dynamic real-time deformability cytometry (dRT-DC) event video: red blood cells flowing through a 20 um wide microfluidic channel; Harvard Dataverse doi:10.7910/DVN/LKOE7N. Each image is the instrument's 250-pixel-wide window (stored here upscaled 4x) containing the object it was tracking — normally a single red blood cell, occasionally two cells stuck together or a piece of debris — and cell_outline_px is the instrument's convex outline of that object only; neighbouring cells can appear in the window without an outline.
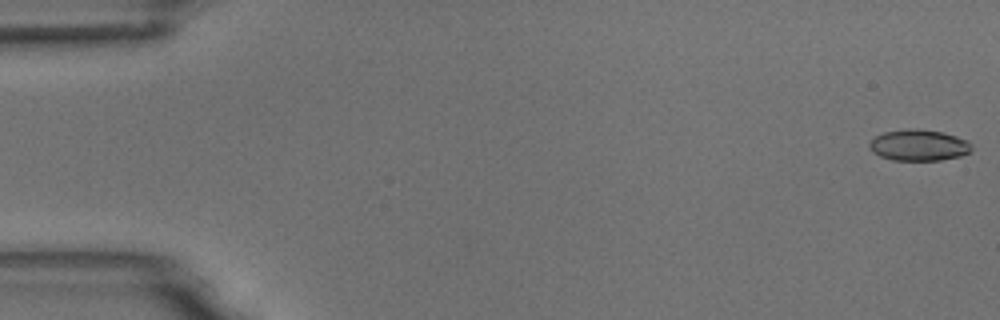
{"species": "common noctule bat (a hibernating species)", "species_latin": "Nyctalus noctula", "temperature_condition": "room temperature", "stored_images_in_passage": 5, "camera_frame_rate_fps": 3000, "um_per_image_px": 0.085, "animal": {"sex": "male", "body_mass_g": 18.8}, "frame": {"image": 1, "passage_image": 1, "time_ms": 0.0, "image_size_px": [1000, 320], "cell_outline_px": [[972, 152], [960, 156], [940, 160], [892, 160], [880, 156], [872, 152], [868, 148], [868, 144], [876, 136], [884, 132], [944, 132], [968, 140], [972, 144]], "centroid_in_image_um": [78.14, 12.4], "position_along_channel_um": 6.9, "area_um2": 17.86}}
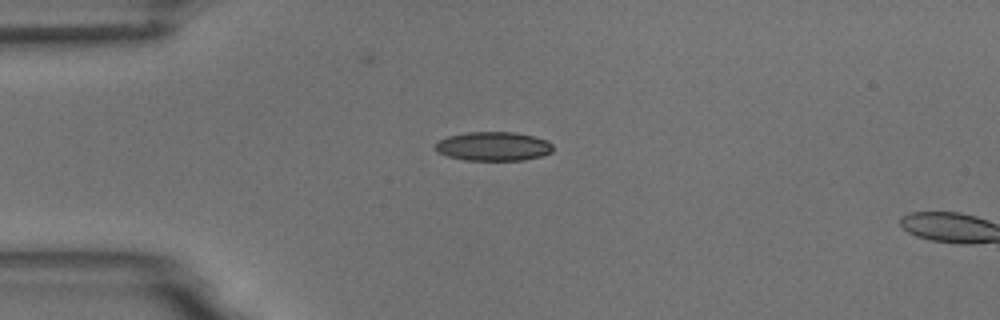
{"frame": {"image": 2, "passage_image": 4, "time_ms": 4.333, "image_size_px": [1000, 320], "cell_outline_px": [[552, 152], [540, 156], [524, 160], [464, 160], [448, 156], [436, 152], [432, 148], [440, 140], [448, 136], [468, 132], [512, 132], [532, 136], [548, 140], [552, 144]], "centroid_in_image_um": [41.91, 12.44], "position_along_channel_um": 43.1, "area_um2": 19.88}}